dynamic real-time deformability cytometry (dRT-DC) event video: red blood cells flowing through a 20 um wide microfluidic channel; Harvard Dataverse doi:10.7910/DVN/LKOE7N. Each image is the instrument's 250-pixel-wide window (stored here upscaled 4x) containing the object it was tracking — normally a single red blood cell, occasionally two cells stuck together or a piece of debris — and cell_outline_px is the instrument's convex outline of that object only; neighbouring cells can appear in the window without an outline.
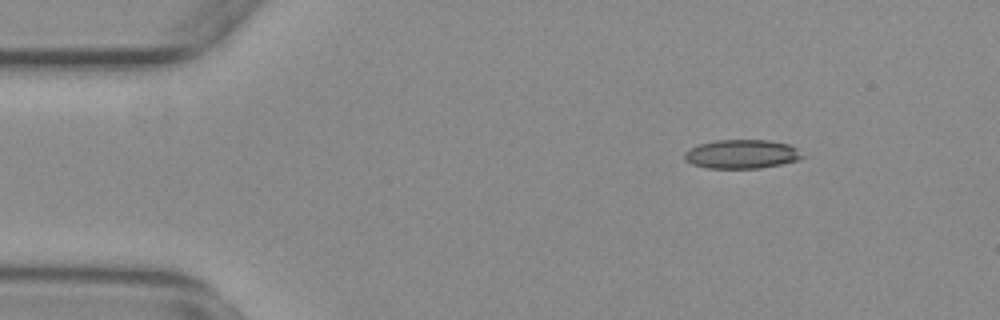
{"species": "common noctule bat (a hibernating species)", "species_latin": "Nyctalus noctula", "temperature_condition": "warm", "stored_images_in_passage": 21, "camera_frame_rate_fps": 3000, "um_per_image_px": 0.085, "animal": {"sex": "female", "body_mass_g": 29.2, "forearm_length_mm": 56.3}, "frame": {"image": 1, "passage_image": 1, "time_ms": 0.0, "image_size_px": [1000, 320], "cell_outline_px": [[804, 156], [800, 160], [760, 168], [708, 168], [692, 164], [684, 160], [684, 152], [700, 144], [716, 140], [768, 140], [788, 144], [796, 148]], "centroid_in_image_um": [63.05, 13.1], "position_along_channel_um": 22.0, "area_um2": 19.77}}
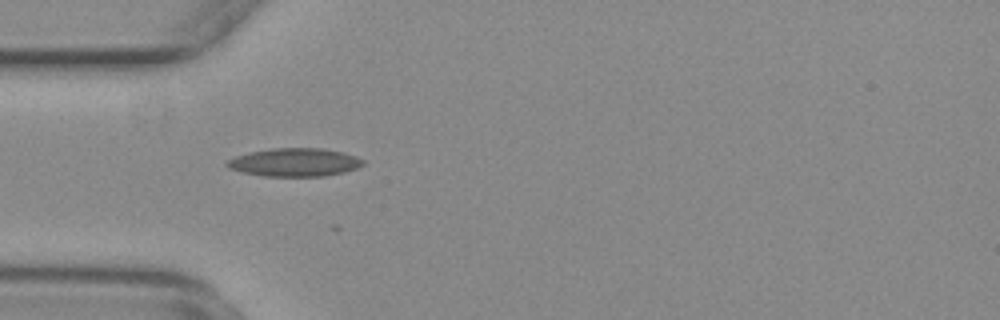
{"frame": {"image": 2, "passage_image": 10, "time_ms": 3.0, "image_size_px": [1000, 320], "cell_outline_px": [[364, 164], [356, 168], [344, 172], [324, 176], [264, 176], [244, 172], [228, 168], [224, 164], [228, 160], [236, 156], [252, 152], [272, 148], [324, 148], [344, 152], [356, 156], [364, 160]], "centroid_in_image_um": [25.07, 13.79], "position_along_channel_um": 59.9, "area_um2": 22.31}}
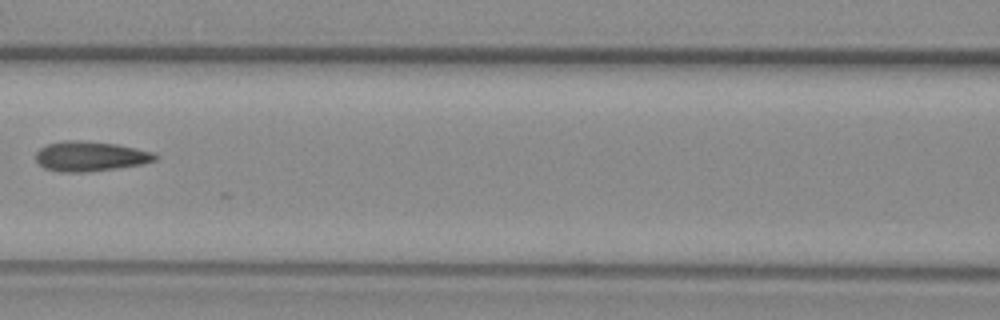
{"frame": {"image": 3, "passage_image": 18, "time_ms": 5.667, "image_size_px": [1000, 320], "cell_outline_px": [[160, 156], [156, 160], [144, 164], [88, 172], [60, 172], [44, 168], [36, 160], [36, 152], [40, 148], [48, 144], [64, 140], [84, 140], [116, 144], [152, 152]], "centroid_in_image_um": [7.68, 13.28], "position_along_channel_um": 158.9, "area_um2": 20.87}}